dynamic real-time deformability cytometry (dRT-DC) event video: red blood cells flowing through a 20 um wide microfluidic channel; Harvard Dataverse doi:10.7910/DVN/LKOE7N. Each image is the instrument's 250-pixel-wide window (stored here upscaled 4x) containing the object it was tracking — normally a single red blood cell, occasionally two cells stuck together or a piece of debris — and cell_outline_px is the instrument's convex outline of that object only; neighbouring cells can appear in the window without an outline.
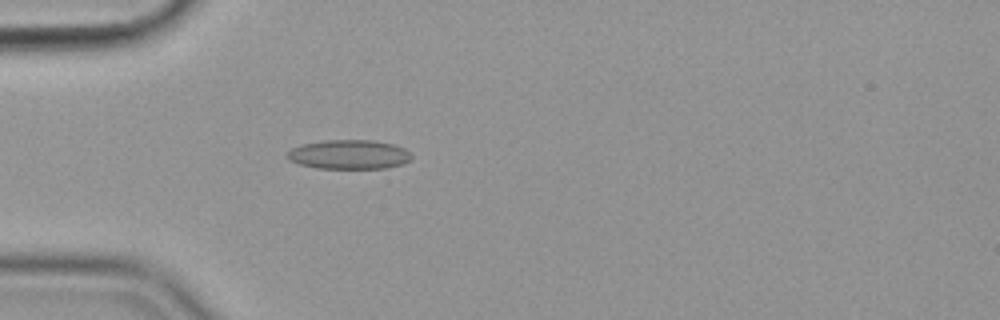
{"species": "common noctule bat (a hibernating species)", "species_latin": "Nyctalus noctula", "temperature_condition": "cold", "stored_images_in_passage": 40, "camera_frame_rate_fps": 3000, "um_per_image_px": 0.085, "animal": {"sex": "female", "body_mass_g": 19.9}, "frame": {"image": 1, "passage_image": 1, "time_ms": 0.0, "image_size_px": [1000, 320], "cell_outline_px": [[412, 156], [404, 164], [384, 168], [316, 168], [300, 164], [288, 160], [284, 156], [292, 148], [304, 144], [324, 140], [372, 140], [392, 144], [404, 148]], "centroid_in_image_um": [29.64, 13.13], "position_along_channel_um": 55.4, "area_um2": 21.1}}
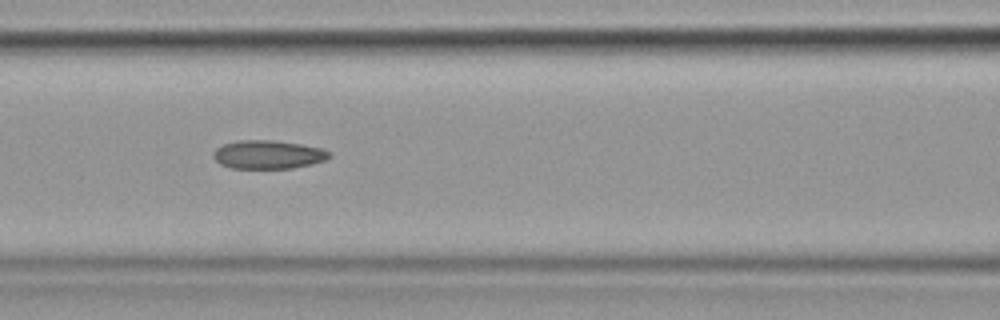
{"frame": {"image": 2, "passage_image": 9, "time_ms": 2.667, "image_size_px": [1000, 320], "cell_outline_px": [[332, 156], [324, 160], [312, 164], [292, 168], [232, 168], [220, 164], [212, 156], [212, 152], [216, 148], [224, 144], [236, 140], [276, 140], [300, 144], [320, 148], [332, 152]], "centroid_in_image_um": [22.78, 13.13], "position_along_channel_um": 143.8, "area_um2": 19.36}}
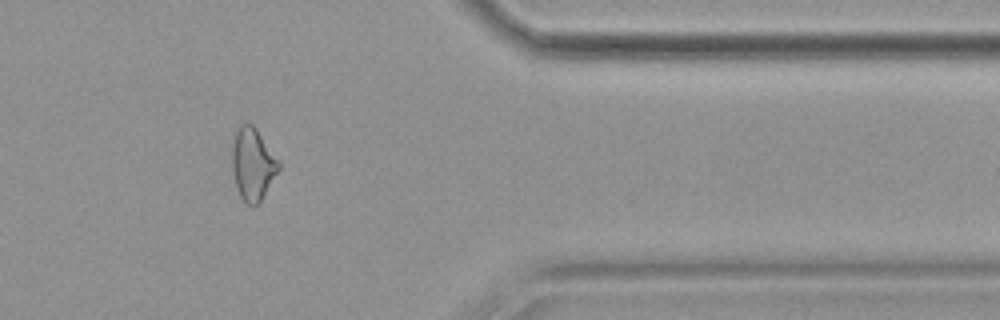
{"frame": {"image": 3, "passage_image": 31, "time_ms": 10.0, "image_size_px": [1000, 320], "cell_outline_px": [[280, 168], [260, 200], [256, 204], [248, 204], [240, 196], [236, 188], [232, 172], [232, 144], [236, 132], [240, 124], [244, 120], [252, 124], [256, 128], [280, 160]], "centroid_in_image_um": [21.47, 13.88], "position_along_channel_um": 389.9, "area_um2": 19.65}, "authors_computed_cell_mechanics": {"area_um2": 19.3919, "velocity_mm_per_s": 3.5994, "shape_relaxation_time_tau1_ms": null, "shape_relaxation_time_tau2_ms": 6.1237, "deformation_change_tau1": null, "deformation_change_tau2": 0.148}}